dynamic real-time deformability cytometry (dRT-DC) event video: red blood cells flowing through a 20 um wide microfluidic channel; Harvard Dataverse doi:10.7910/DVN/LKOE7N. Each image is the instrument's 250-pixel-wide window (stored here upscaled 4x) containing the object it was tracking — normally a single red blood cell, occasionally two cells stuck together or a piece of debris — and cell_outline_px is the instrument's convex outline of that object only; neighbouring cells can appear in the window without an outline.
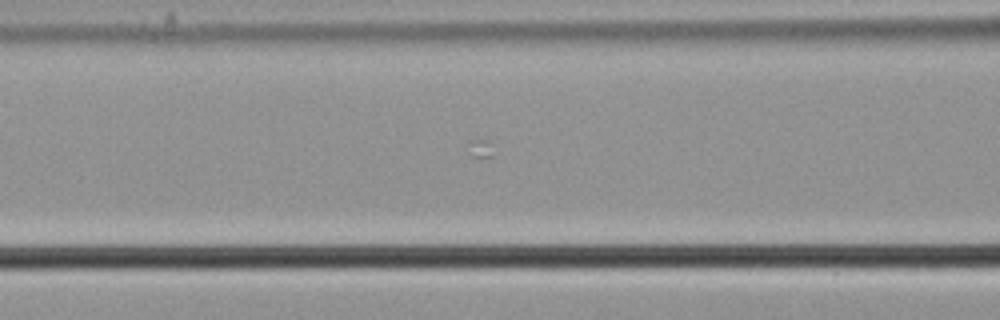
{"species": "common noctule bat (a hibernating species)", "species_latin": "Nyctalus noctula", "temperature_condition": "cold", "stored_images_in_passage": 22, "camera_frame_rate_fps": 3000, "um_per_image_px": 0.085, "animal": {"sex": "male", "body_mass_g": 21.5, "forearm_length_mm": 52.0}, "frame": {"image": 1, "passage_image": 20, "time_ms": 6.333, "image_size_px": [1000, 320], "cell_outline_px": [[244, 24], [172, 32], [64, 28], [36, 24], [168, 12], [224, 20]], "centroid_in_image_um": [12.46, 1.95], "position_along_channel_um": 154.1, "area_um2": 16.42}}